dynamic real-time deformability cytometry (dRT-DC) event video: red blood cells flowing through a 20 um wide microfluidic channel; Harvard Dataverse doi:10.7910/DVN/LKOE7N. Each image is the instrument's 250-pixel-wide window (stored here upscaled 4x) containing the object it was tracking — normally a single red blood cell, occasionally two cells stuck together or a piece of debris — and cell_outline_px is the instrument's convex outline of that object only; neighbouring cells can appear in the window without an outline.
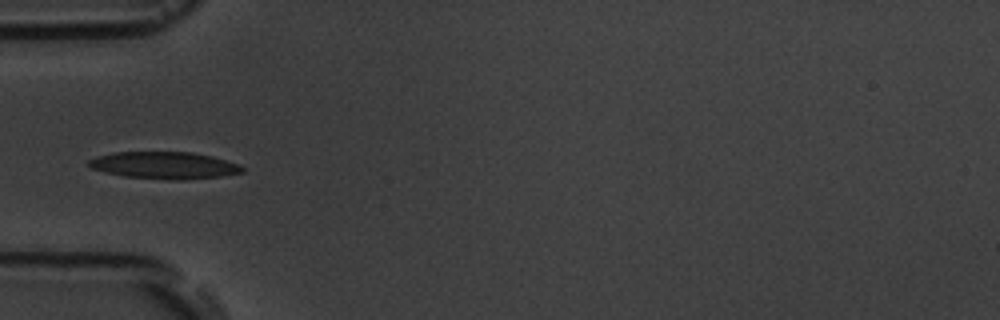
{"species": "common noctule bat (a hibernating species)", "species_latin": "Nyctalus noctula", "temperature_condition": "room temperature", "stored_images_in_passage": 15, "camera_frame_rate_fps": 3000, "um_per_image_px": 0.085, "animal": {"sex": "male", "body_mass_g": 19.5, "forearm_length_mm": 54.6}, "frame": {"image": 1, "passage_image": 5, "time_ms": 5.667, "image_size_px": [1000, 320], "cell_outline_px": [[244, 172], [220, 176], [184, 180], [168, 180], [124, 176], [104, 172], [92, 168], [88, 164], [88, 160], [96, 156], [112, 152], [192, 152], [212, 156], [240, 164], [244, 168]], "centroid_in_image_um": [13.97, 14.05], "position_along_channel_um": 71.0, "area_um2": 24.33}}
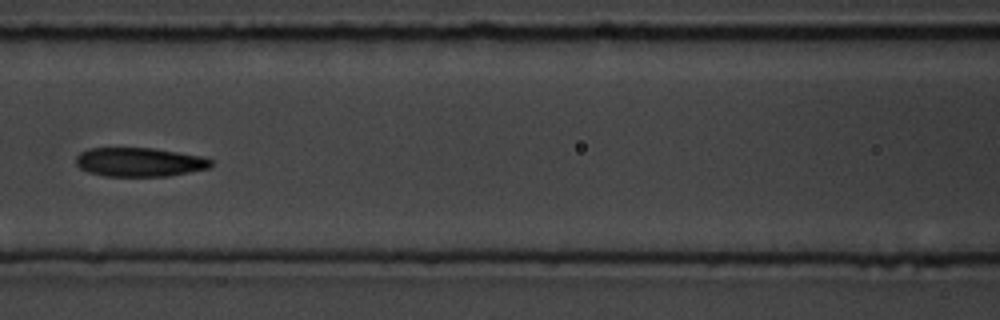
{"frame": {"image": 2, "passage_image": 7, "time_ms": 8.0, "image_size_px": [1000, 320], "cell_outline_px": [[212, 164], [208, 168], [168, 176], [104, 176], [88, 172], [80, 168], [76, 164], [76, 156], [80, 152], [88, 148], [152, 148], [204, 156], [212, 160]], "centroid_in_image_um": [11.84, 13.77], "position_along_channel_um": 154.8, "area_um2": 22.83}}
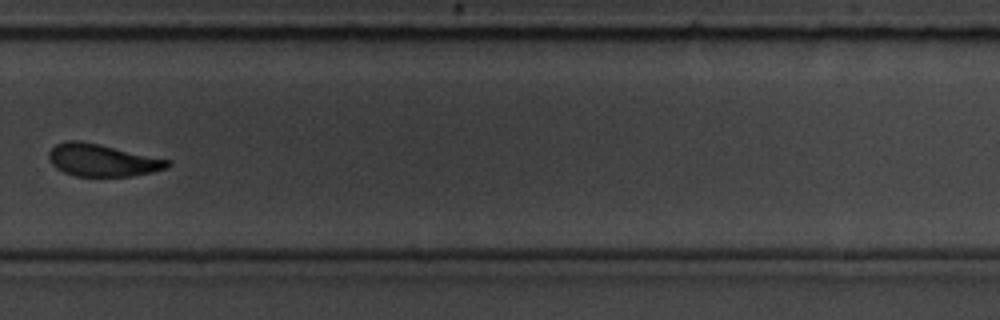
{"frame": {"image": 3, "passage_image": 11, "time_ms": 12.667, "image_size_px": [1000, 320], "cell_outline_px": [[172, 164], [164, 168], [152, 172], [132, 176], [76, 176], [64, 172], [56, 168], [52, 164], [48, 156], [48, 152], [56, 144], [68, 140], [80, 140], [100, 144], [172, 160]], "centroid_in_image_um": [8.7, 13.61], "position_along_channel_um": 321.1, "area_um2": 22.43}, "authors_computed_cell_mechanics": {"area_um2": 23.987, "velocity_mm_per_s": 3.5753, "shape_relaxation_time_tau1_ms": 3.7747, "shape_relaxation_time_tau2_ms": 2.4055, "deformation_change_tau1": 0.1076, "deformation_change_tau2": 0.0751}}